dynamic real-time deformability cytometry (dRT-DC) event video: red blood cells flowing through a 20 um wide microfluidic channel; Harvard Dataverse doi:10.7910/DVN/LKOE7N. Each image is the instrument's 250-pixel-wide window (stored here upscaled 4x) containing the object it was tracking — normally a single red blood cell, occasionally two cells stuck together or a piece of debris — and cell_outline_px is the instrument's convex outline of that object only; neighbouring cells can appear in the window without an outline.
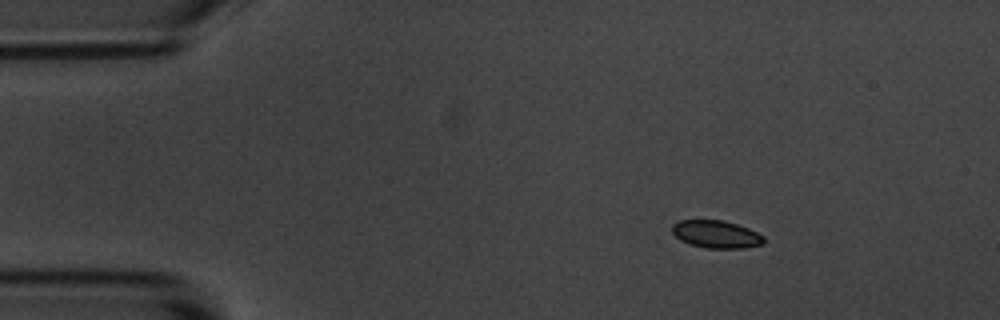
{"species": "common noctule bat (a hibernating species)", "species_latin": "Nyctalus noctula", "temperature_condition": "room temperature", "stored_images_in_passage": 5, "camera_frame_rate_fps": 3000, "um_per_image_px": 0.085, "animal": {"sex": "male", "body_mass_g": 20.1, "forearm_length_mm": 53.5}, "frame": {"image": 1, "passage_image": 3, "time_ms": 2.333, "image_size_px": [1000, 320], "cell_outline_px": [[764, 244], [744, 248], [704, 248], [688, 244], [680, 240], [672, 232], [672, 224], [680, 220], [724, 220], [748, 228], [764, 236]], "centroid_in_image_um": [60.87, 19.91], "position_along_channel_um": 24.1, "area_um2": 14.85}}